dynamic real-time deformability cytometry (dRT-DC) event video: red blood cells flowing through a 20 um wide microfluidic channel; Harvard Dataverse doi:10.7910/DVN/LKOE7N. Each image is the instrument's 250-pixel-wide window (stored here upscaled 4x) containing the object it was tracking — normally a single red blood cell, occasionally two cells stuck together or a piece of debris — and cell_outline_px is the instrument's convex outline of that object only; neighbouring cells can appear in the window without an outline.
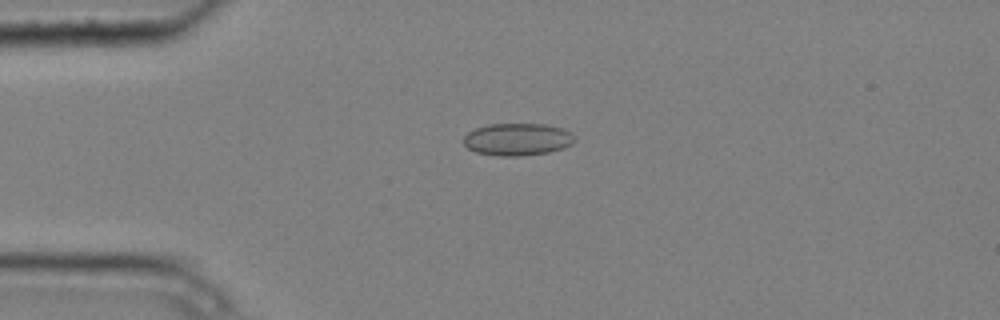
{"species": "common noctule bat (a hibernating species)", "species_latin": "Nyctalus noctula", "temperature_condition": "cold", "stored_images_in_passage": 4, "camera_frame_rate_fps": 3000, "um_per_image_px": 0.085, "animal": {"sex": "male", "body_mass_g": 20.4}, "frame": {"image": 1, "passage_image": 4, "time_ms": 1.0, "image_size_px": [1000, 320], "cell_outline_px": [[576, 140], [572, 144], [564, 148], [548, 152], [520, 156], [496, 156], [476, 152], [468, 148], [464, 144], [464, 136], [468, 132], [476, 128], [488, 124], [544, 124], [564, 128], [572, 132], [576, 136]], "centroid_in_image_um": [44.03, 11.84], "position_along_channel_um": 41.0, "area_um2": 21.15}}